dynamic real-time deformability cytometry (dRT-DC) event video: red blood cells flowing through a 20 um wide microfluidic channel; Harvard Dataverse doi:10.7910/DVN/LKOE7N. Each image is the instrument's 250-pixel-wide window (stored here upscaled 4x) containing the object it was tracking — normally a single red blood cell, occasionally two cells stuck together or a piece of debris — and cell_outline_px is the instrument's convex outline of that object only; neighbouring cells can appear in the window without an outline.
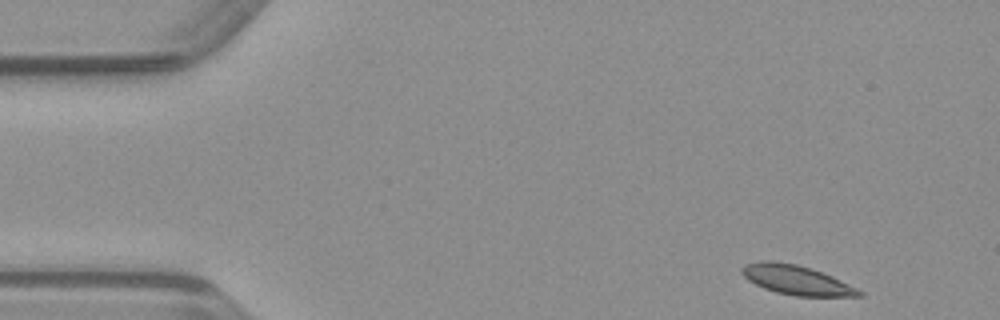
{"species": "common noctule bat (a hibernating species)", "species_latin": "Nyctalus noctula", "temperature_condition": "warm", "stored_images_in_passage": 46, "camera_frame_rate_fps": 3000, "um_per_image_px": 0.085, "animal": {"sex": "male", "body_mass_g": 23.1, "forearm_length_mm": 52.7}, "frame": {"image": 1, "passage_image": 1, "time_ms": 0.0, "image_size_px": [1000, 320], "cell_outline_px": [[864, 296], [796, 296], [776, 292], [764, 288], [748, 280], [740, 272], [740, 268], [748, 264], [764, 260], [772, 260], [796, 264], [812, 268], [832, 276], [864, 292]], "centroid_in_image_um": [67.69, 23.79], "position_along_channel_um": 17.3, "area_um2": 20.0}}
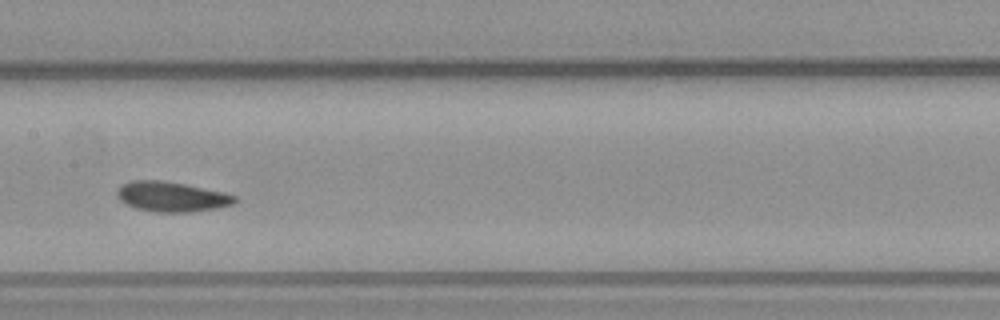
{"frame": {"image": 2, "passage_image": 21, "time_ms": 6.667, "image_size_px": [1000, 320], "cell_outline_px": [[236, 200], [232, 204], [216, 208], [192, 212], [156, 212], [136, 208], [120, 200], [116, 196], [116, 192], [124, 184], [132, 180], [160, 180], [184, 184], [224, 192], [236, 196]], "centroid_in_image_um": [14.59, 16.72], "position_along_channel_um": 192.8, "area_um2": 20.35}}
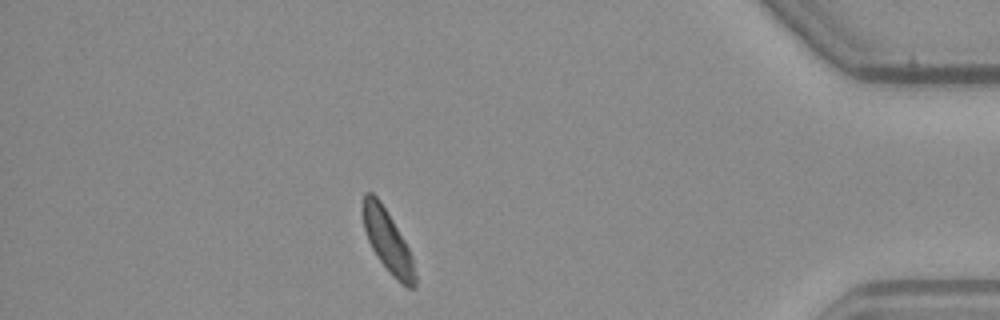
{"frame": {"image": 3, "passage_image": 40, "time_ms": 13.0, "image_size_px": [1000, 320], "cell_outline_px": [[416, 288], [408, 288], [400, 284], [380, 260], [372, 248], [368, 240], [364, 228], [360, 208], [364, 192], [372, 192], [380, 200], [404, 240], [412, 256], [416, 276]], "centroid_in_image_um": [32.93, 20.47], "position_along_channel_um": 402.3, "area_um2": 18.9}}